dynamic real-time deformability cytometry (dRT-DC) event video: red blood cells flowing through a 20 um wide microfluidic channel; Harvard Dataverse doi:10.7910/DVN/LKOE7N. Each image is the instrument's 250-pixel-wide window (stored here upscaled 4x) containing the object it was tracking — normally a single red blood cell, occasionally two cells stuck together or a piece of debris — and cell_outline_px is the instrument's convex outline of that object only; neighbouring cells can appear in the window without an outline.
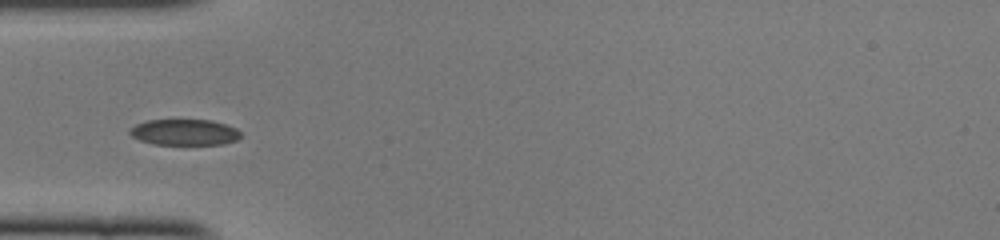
{"species": "common noctule bat (a hibernating species)", "species_latin": "Nyctalus noctula", "temperature_condition": "cold", "stored_images_in_passage": 36, "camera_frame_rate_fps": 3000, "um_per_image_px": 0.085, "animal": {"sex": "female", "body_mass_g": 22.0, "forearm_length_mm": 56.7}, "frame": {"image": 1, "passage_image": 6, "time_ms": 1.667, "image_size_px": [1000, 240], "cell_outline_px": [[240, 136], [236, 140], [224, 144], [152, 144], [140, 140], [132, 136], [128, 132], [136, 124], [148, 120], [212, 120], [236, 128], [240, 132]], "centroid_in_image_um": [15.68, 11.24], "position_along_channel_um": 69.3, "area_um2": 16.65}}
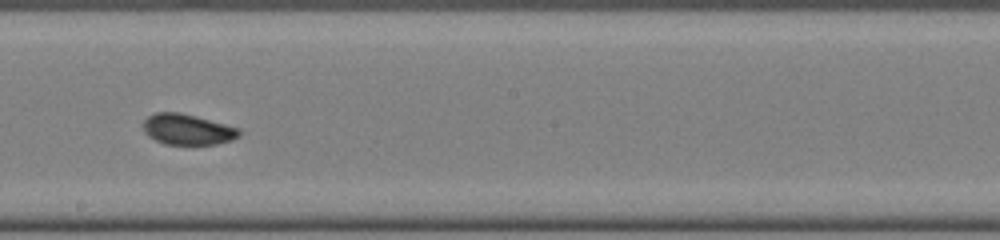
{"frame": {"image": 2, "passage_image": 18, "time_ms": 5.667, "image_size_px": [1000, 240], "cell_outline_px": [[240, 136], [232, 140], [216, 144], [164, 144], [148, 136], [144, 132], [144, 120], [148, 116], [156, 112], [180, 112], [196, 116], [240, 128]], "centroid_in_image_um": [15.94, 10.99], "position_along_channel_um": 232.3, "area_um2": 17.17}}
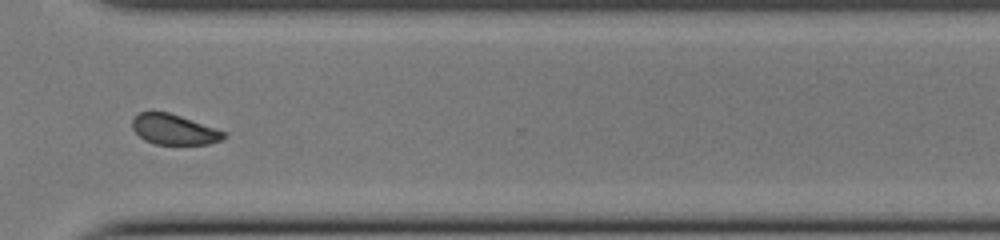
{"frame": {"image": 3, "passage_image": 27, "time_ms": 8.667, "image_size_px": [1000, 240], "cell_outline_px": [[224, 136], [220, 140], [208, 144], [156, 144], [144, 140], [132, 128], [132, 120], [140, 112], [168, 112], [180, 116], [224, 132]], "centroid_in_image_um": [14.73, 11.01], "position_along_channel_um": 355.9, "area_um2": 15.66}, "authors_computed_cell_mechanics": {"area_um2": 17.1088, "velocity_mm_per_s": 4.0789, "shape_relaxation_time_tau1_ms": 2.8133, "shape_relaxation_time_tau2_ms": 1.7557, "deformation_change_tau1": 0.063, "deformation_change_tau2": 0.0498}}